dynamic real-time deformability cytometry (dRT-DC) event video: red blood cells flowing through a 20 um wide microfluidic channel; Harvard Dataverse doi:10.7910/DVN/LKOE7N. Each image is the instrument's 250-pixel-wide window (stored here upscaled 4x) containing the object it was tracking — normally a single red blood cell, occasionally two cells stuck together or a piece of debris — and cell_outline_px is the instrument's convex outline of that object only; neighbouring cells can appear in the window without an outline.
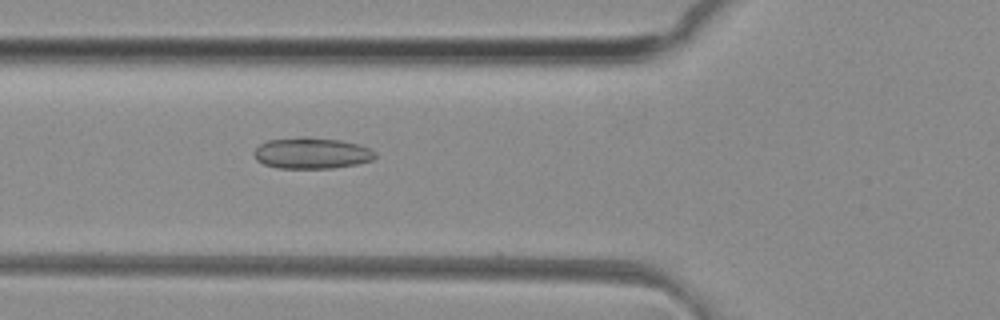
{"species": "common noctule bat (a hibernating species)", "species_latin": "Nyctalus noctula", "temperature_condition": "room temperature", "stored_images_in_passage": 44, "camera_frame_rate_fps": 3000, "um_per_image_px": 0.085, "animal": {"sex": "female", "body_mass_g": 29.2, "forearm_length_mm": 56.3}, "frame": {"image": 1, "passage_image": 18, "time_ms": 5.667, "image_size_px": [1000, 320], "cell_outline_px": [[376, 156], [372, 160], [356, 164], [332, 168], [276, 168], [264, 164], [256, 160], [252, 152], [260, 144], [268, 140], [300, 136], [308, 136], [340, 140], [356, 144], [368, 148], [376, 152]], "centroid_in_image_um": [26.45, 13.01], "position_along_channel_um": 99.4, "area_um2": 22.14}}
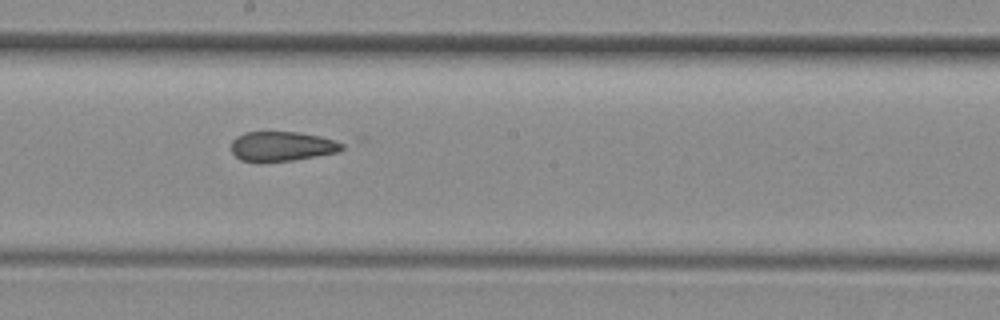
{"frame": {"image": 2, "passage_image": 27, "time_ms": 8.667, "image_size_px": [1000, 320], "cell_outline_px": [[364, 136], [360, 140], [340, 152], [292, 160], [260, 164], [240, 160], [232, 152], [232, 140], [236, 136], [244, 132], [296, 132]], "centroid_in_image_um": [24.47, 12.39], "position_along_channel_um": 223.7, "area_um2": 21.91}}
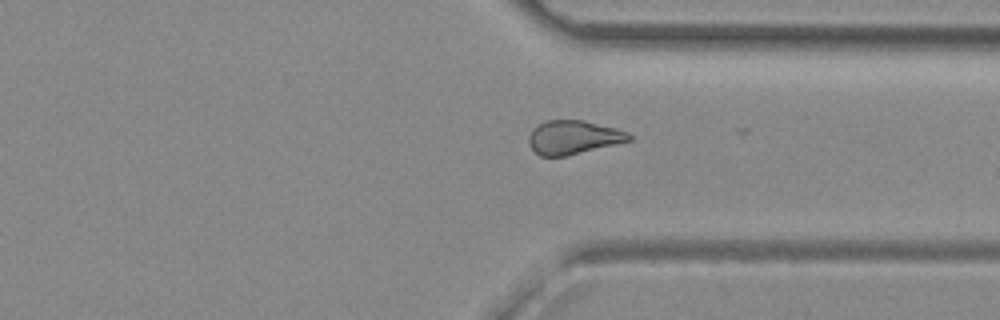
{"frame": {"image": 3, "passage_image": 37, "time_ms": 12.0, "image_size_px": [1000, 320], "cell_outline_px": [[632, 140], [564, 156], [540, 156], [532, 148], [528, 140], [528, 136], [532, 128], [536, 124], [544, 120], [584, 120], [616, 128], [628, 132], [632, 136]], "centroid_in_image_um": [48.71, 11.65], "position_along_channel_um": 362.7, "area_um2": 19.71}, "authors_computed_cell_mechanics": {"area_um2": 21.2415, "velocity_mm_per_s": 4.1656, "shape_relaxation_time_tau1_ms": null, "shape_relaxation_time_tau2_ms": 2.1882, "deformation_change_tau1": null, "deformation_change_tau2": 0.094}}